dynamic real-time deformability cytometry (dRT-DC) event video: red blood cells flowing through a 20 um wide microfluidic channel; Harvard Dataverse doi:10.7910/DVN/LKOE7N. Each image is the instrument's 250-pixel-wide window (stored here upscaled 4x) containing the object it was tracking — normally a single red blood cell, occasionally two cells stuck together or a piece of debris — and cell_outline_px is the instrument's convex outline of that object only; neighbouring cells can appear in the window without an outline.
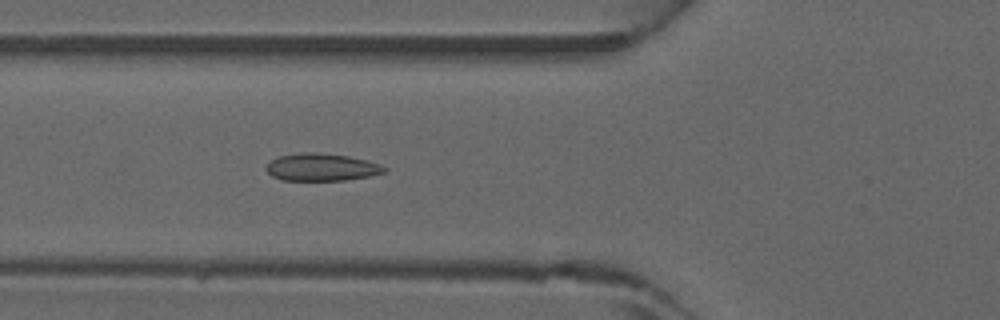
{"species": "common noctule bat (a hibernating species)", "species_latin": "Nyctalus noctula", "temperature_condition": "warm", "stored_images_in_passage": 41, "camera_frame_rate_fps": 3000, "um_per_image_px": 0.085, "animal": {"sex": "male", "forearm_length_mm": 52.5}, "frame": {"image": 1, "passage_image": 12, "time_ms": 3.667, "image_size_px": [1000, 320], "cell_outline_px": [[388, 168], [384, 172], [368, 176], [344, 180], [280, 180], [272, 176], [264, 168], [272, 160], [280, 156], [304, 152], [348, 156], [380, 164]], "centroid_in_image_um": [27.31, 14.22], "position_along_channel_um": 98.5, "area_um2": 18.5}}
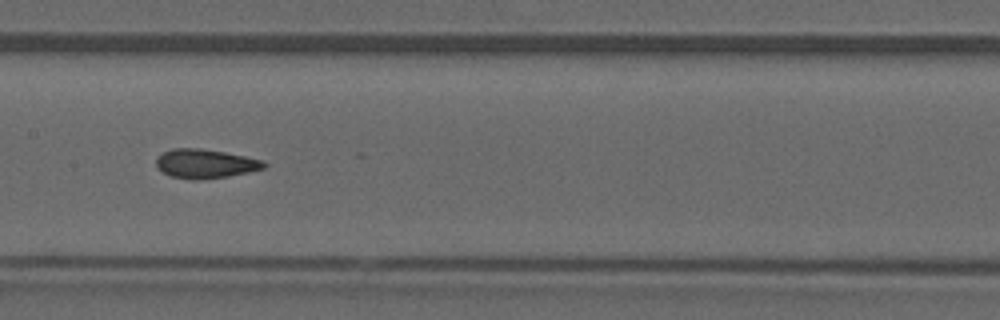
{"frame": {"image": 2, "passage_image": 18, "time_ms": 5.667, "image_size_px": [1000, 320], "cell_outline_px": [[268, 164], [264, 168], [248, 172], [228, 176], [200, 180], [192, 180], [168, 176], [156, 168], [156, 156], [172, 148], [200, 148], [224, 152], [264, 160]], "centroid_in_image_um": [17.41, 13.92], "position_along_channel_um": 190.0, "area_um2": 18.5}}
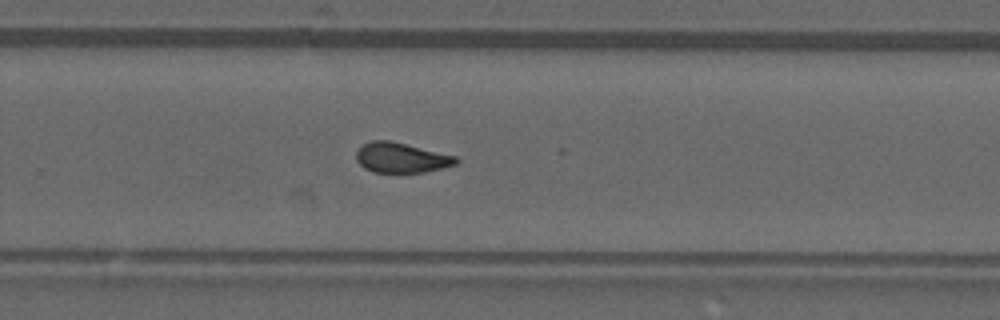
{"frame": {"image": 3, "passage_image": 25, "time_ms": 8.0, "image_size_px": [1000, 320], "cell_outline_px": [[460, 160], [456, 164], [424, 172], [372, 172], [364, 168], [356, 160], [356, 152], [364, 144], [372, 140], [388, 140], [456, 156]], "centroid_in_image_um": [34.09, 13.41], "position_along_channel_um": 295.7, "area_um2": 17.22}}